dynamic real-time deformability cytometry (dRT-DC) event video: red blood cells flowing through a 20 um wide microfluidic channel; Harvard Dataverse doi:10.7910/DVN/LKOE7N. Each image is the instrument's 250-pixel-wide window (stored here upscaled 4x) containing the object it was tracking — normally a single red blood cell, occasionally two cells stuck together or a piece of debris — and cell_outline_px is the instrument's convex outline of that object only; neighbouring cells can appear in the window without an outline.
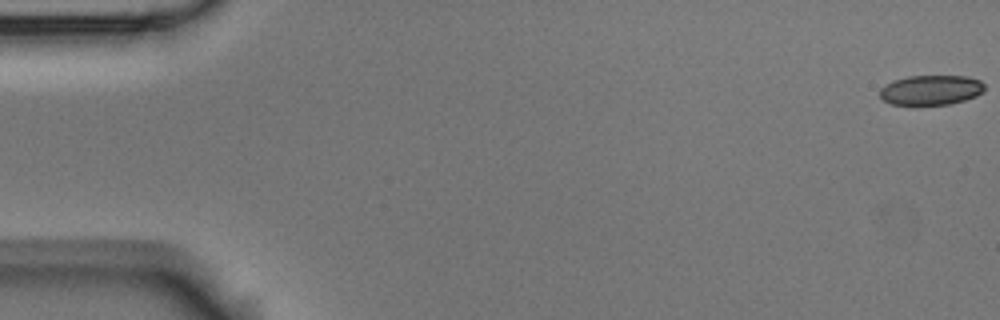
{"species": "Egyptian fruit bat (a non-hibernating species)", "species_latin": "Rousettus aegyptiacus", "temperature_condition": "room temperature", "stored_images_in_passage": 5, "camera_frame_rate_fps": 3000, "um_per_image_px": 0.085, "animal": {"sex": "male"}, "frame": {"image": 1, "passage_image": 1, "time_ms": 0.0, "image_size_px": [1000, 320], "cell_outline_px": [[984, 88], [976, 96], [964, 100], [948, 104], [916, 108], [912, 108], [892, 104], [884, 100], [880, 96], [880, 88], [884, 84], [892, 80], [908, 76], [968, 76], [980, 80], [984, 84]], "centroid_in_image_um": [79.06, 7.69], "position_along_channel_um": 5.9, "area_um2": 18.96}}
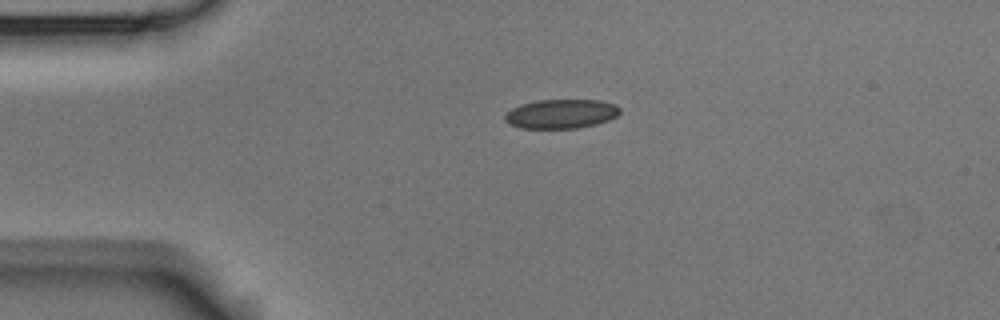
{"frame": {"image": 2, "passage_image": 4, "time_ms": 1.0, "image_size_px": [1000, 320], "cell_outline_px": [[620, 112], [616, 116], [608, 120], [596, 124], [576, 128], [520, 128], [504, 120], [504, 116], [512, 108], [520, 104], [536, 100], [600, 100], [616, 104], [620, 108]], "centroid_in_image_um": [47.7, 9.67], "position_along_channel_um": 37.3, "area_um2": 19.54}}